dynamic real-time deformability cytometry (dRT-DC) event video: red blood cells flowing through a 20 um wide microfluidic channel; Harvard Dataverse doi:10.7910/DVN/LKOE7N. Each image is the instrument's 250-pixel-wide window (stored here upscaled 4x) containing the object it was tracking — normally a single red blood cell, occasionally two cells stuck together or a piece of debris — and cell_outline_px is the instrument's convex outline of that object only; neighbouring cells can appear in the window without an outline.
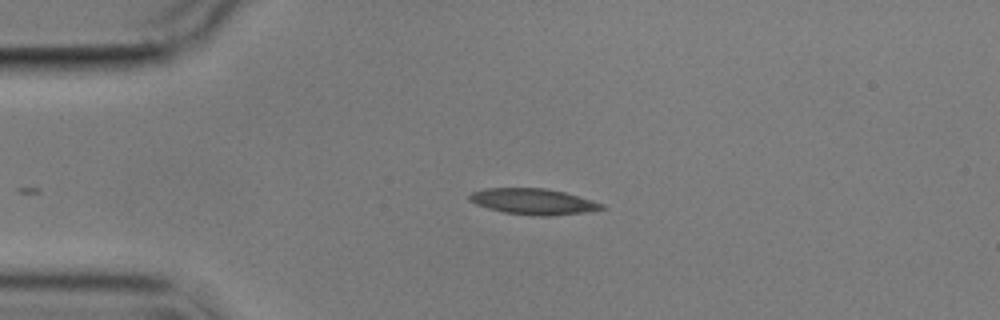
{"species": "common noctule bat (a hibernating species)", "species_latin": "Nyctalus noctula", "temperature_condition": "cold", "stored_images_in_passage": 4, "camera_frame_rate_fps": 3000, "um_per_image_px": 0.085, "animal": {"sex": "male", "body_mass_g": 17.9}, "frame": {"image": 1, "passage_image": 4, "time_ms": 3.333, "image_size_px": [1000, 320], "cell_outline_px": [[608, 208], [584, 212], [548, 216], [536, 216], [504, 212], [488, 208], [476, 204], [468, 200], [468, 196], [472, 192], [484, 188], [544, 188], [564, 192], [592, 200], [604, 204]], "centroid_in_image_um": [45.32, 17.13], "position_along_channel_um": 39.7, "area_um2": 19.94}}